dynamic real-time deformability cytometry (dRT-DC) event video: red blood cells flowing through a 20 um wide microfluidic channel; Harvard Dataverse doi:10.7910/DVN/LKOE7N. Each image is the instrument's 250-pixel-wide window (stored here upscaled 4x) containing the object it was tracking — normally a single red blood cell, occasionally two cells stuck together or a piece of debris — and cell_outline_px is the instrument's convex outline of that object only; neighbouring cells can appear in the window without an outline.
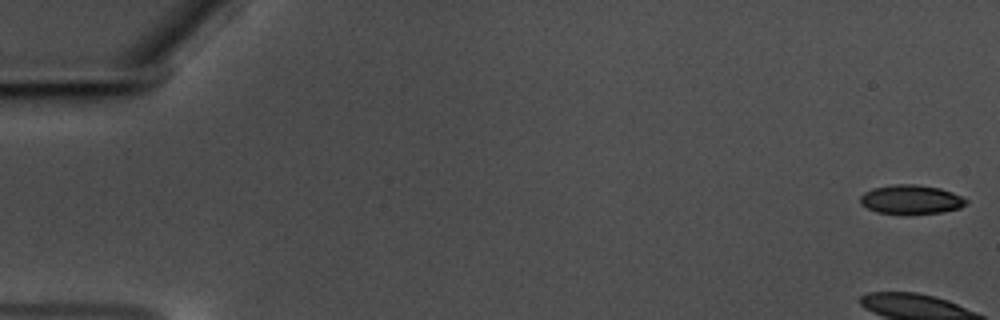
{"species": "common noctule bat (a hibernating species)", "species_latin": "Nyctalus noctula", "temperature_condition": "warm", "stored_images_in_passage": 58, "camera_frame_rate_fps": 3000, "um_per_image_px": 0.085, "animal": {"sex": "male", "body_mass_g": 17.5, "forearm_length_mm": 52.3}, "frame": {"image": 1, "passage_image": 1, "time_ms": 0.0, "image_size_px": [1000, 320], "cell_outline_px": [[968, 204], [960, 208], [940, 212], [876, 212], [860, 204], [860, 196], [864, 192], [872, 188], [892, 184], [912, 184], [940, 188], [952, 192], [968, 200]], "centroid_in_image_um": [77.43, 16.92], "position_along_channel_um": 7.6, "area_um2": 17.51}, "authors_computed_cell_mechanics": {"area_um2": 21.1837, "velocity_mm_per_s": 3.5216, "shape_relaxation_time_tau1_ms": 2.3966, "shape_relaxation_time_tau2_ms": 1.8656, "deformation_change_tau1": 0.2343, "deformation_change_tau2": 0.0943}}